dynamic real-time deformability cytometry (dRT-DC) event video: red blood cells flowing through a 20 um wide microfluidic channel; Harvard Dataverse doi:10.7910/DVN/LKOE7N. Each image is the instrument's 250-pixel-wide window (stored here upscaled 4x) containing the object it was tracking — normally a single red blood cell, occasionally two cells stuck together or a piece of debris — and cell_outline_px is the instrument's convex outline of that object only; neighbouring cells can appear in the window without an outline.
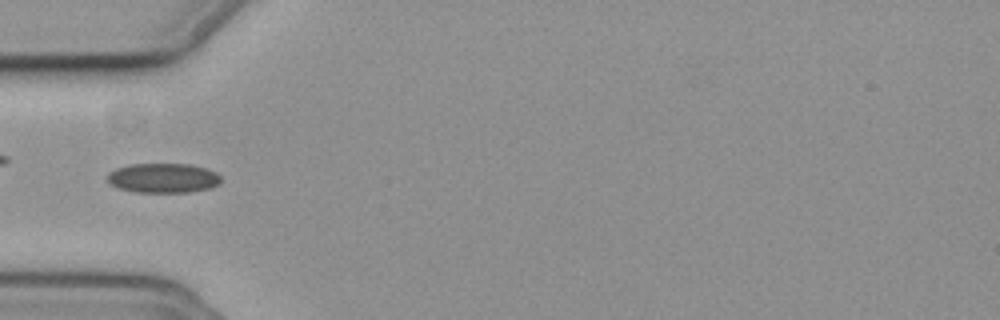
{"species": "common noctule bat (a hibernating species)", "species_latin": "Nyctalus noctula", "temperature_condition": "cold", "stored_images_in_passage": 38, "camera_frame_rate_fps": 3000, "um_per_image_px": 0.085, "animal": {"sex": "female", "body_mass_g": 19.3, "forearm_length_mm": 54.1}, "frame": {"image": 1, "passage_image": 1, "time_ms": 0.0, "image_size_px": [1000, 320], "cell_outline_px": [[220, 184], [208, 188], [188, 192], [136, 192], [116, 188], [108, 180], [108, 172], [116, 168], [132, 164], [188, 164], [204, 168], [216, 172], [220, 176]], "centroid_in_image_um": [13.85, 15.13], "position_along_channel_um": 71.2, "area_um2": 19.48}}
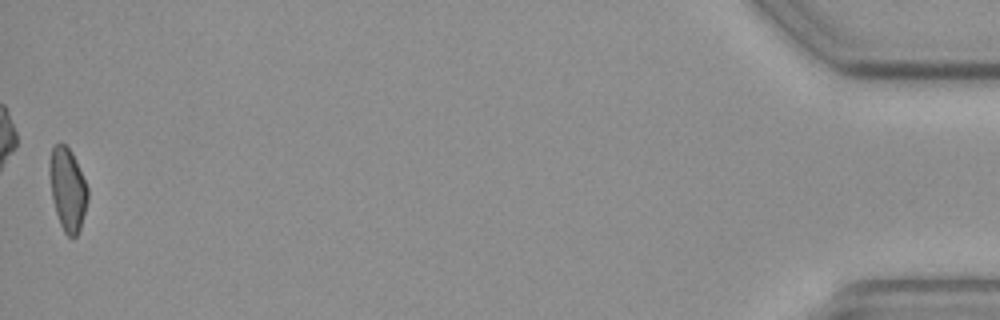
{"frame": {"image": 2, "passage_image": 38, "time_ms": 12.333, "image_size_px": [1000, 320], "cell_outline_px": [[88, 200], [80, 228], [76, 236], [72, 240], [64, 232], [60, 224], [56, 212], [52, 196], [48, 172], [48, 164], [52, 148], [56, 144], [64, 144], [72, 152], [88, 188]], "centroid_in_image_um": [5.74, 16.1], "position_along_channel_um": 429.5, "area_um2": 18.44}, "authors_computed_cell_mechanics": {"area_um2": 19.074, "velocity_mm_per_s": 3.7495, "shape_relaxation_time_tau1_ms": null, "shape_relaxation_time_tau2_ms": 4.1295, "deformation_change_tau1": null, "deformation_change_tau2": 0.0707}}